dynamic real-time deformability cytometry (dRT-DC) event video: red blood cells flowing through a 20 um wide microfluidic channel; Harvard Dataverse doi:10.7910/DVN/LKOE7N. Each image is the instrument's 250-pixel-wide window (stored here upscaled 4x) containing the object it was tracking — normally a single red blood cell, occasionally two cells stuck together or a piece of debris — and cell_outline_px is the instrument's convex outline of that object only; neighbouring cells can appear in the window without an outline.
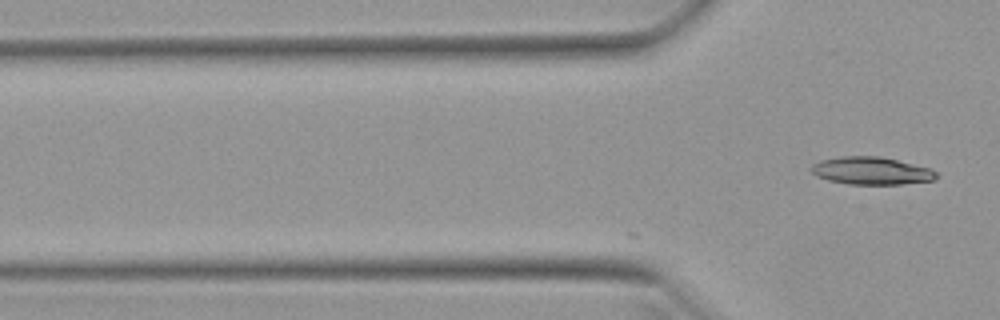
{"species": "Egyptian fruit bat (a non-hibernating species)", "species_latin": "Rousettus aegyptiacus", "temperature_condition": "warm", "stored_images_in_passage": 2, "camera_frame_rate_fps": 3000, "um_per_image_px": 0.085, "animal": {"sex": "female"}, "frame": {"image": 1, "passage_image": 2, "time_ms": 0.333, "image_size_px": [1000, 320], "cell_outline_px": [[936, 180], [900, 184], [848, 184], [828, 180], [816, 176], [808, 168], [812, 164], [820, 160], [840, 156], [876, 156], [896, 160], [932, 168], [936, 172]], "centroid_in_image_um": [74.03, 14.51], "position_along_channel_um": 51.8, "area_um2": 20.17}}